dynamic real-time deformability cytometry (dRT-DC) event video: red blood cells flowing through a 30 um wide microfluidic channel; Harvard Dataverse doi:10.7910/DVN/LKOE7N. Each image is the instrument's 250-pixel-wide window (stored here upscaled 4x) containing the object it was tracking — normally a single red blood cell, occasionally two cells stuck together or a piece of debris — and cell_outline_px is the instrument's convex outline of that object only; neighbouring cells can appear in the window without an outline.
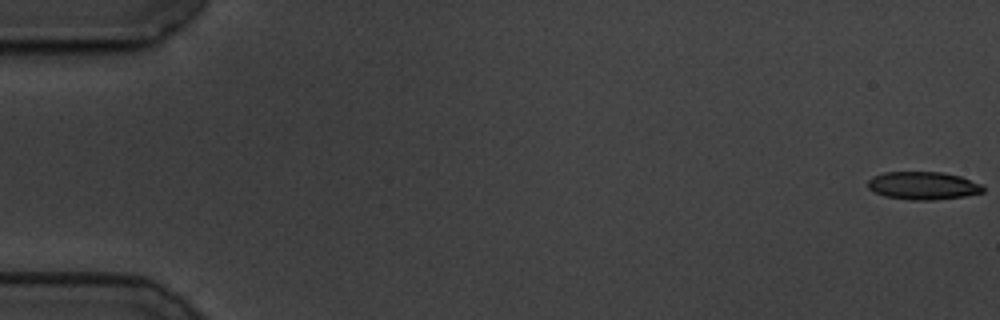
{"species": "common noctule bat (a hibernating species)", "species_latin": "Nyctalus noctula", "temperature_condition": "cold", "stored_images_in_passage": 16, "camera_frame_rate_fps": 3000, "um_per_image_px": 0.085, "animal": {"sex": "male", "body_mass_g": 19.5, "forearm_length_mm": 54.6}, "frame": {"image": 1, "passage_image": 1, "time_ms": 0.0, "image_size_px": [1000, 320], "cell_outline_px": [[984, 192], [964, 196], [932, 200], [912, 200], [884, 196], [868, 188], [868, 180], [872, 176], [884, 172], [944, 172], [960, 176], [980, 184], [984, 188]], "centroid_in_image_um": [78.44, 15.77], "position_along_channel_um": 6.6, "area_um2": 18.67}}
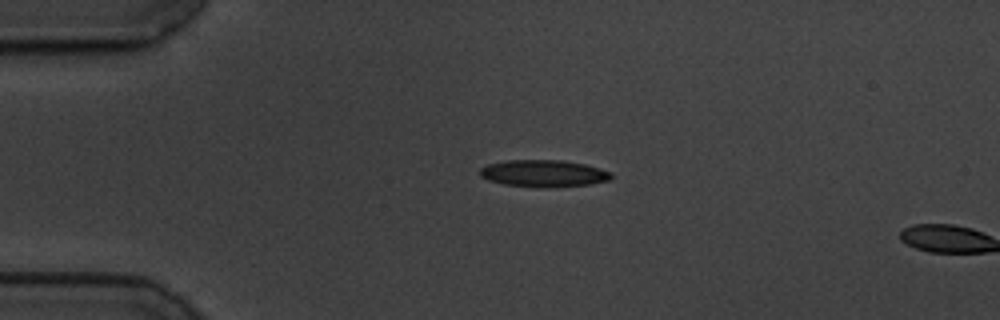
{"frame": {"image": 2, "passage_image": 14, "time_ms": 4.333, "image_size_px": [1000, 320], "cell_outline_px": [[612, 176], [608, 180], [588, 184], [504, 184], [488, 180], [480, 176], [480, 168], [488, 164], [508, 160], [564, 160], [584, 164], [600, 168], [612, 172]], "centroid_in_image_um": [46.19, 14.67], "position_along_channel_um": 38.8, "area_um2": 19.36}}